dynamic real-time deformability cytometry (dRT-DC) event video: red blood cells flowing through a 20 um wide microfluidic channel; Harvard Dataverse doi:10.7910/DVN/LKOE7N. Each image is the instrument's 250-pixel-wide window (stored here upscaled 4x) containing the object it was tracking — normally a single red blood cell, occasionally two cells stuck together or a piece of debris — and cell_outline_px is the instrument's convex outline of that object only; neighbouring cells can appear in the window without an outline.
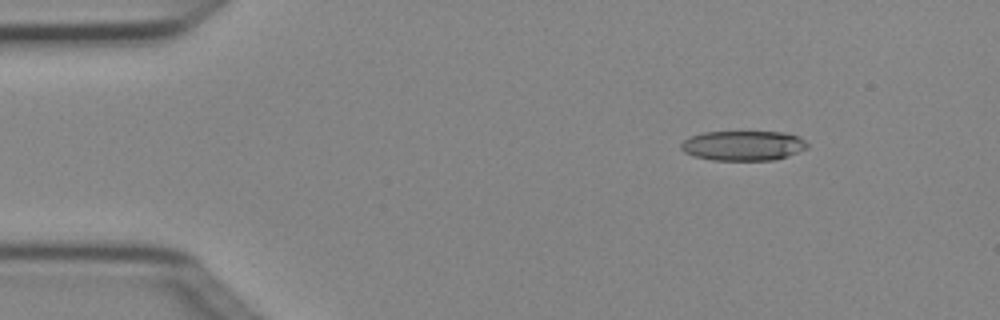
{"species": "Egyptian fruit bat (a non-hibernating species)", "species_latin": "Rousettus aegyptiacus", "temperature_condition": "cold", "stored_images_in_passage": 4, "camera_frame_rate_fps": 3000, "um_per_image_px": 0.085, "animal": {"sex": "female"}, "frame": {"image": 1, "passage_image": 2, "time_ms": 0.333, "image_size_px": [1000, 320], "cell_outline_px": [[808, 148], [788, 156], [772, 160], [712, 160], [692, 156], [684, 152], [680, 148], [680, 144], [684, 140], [692, 136], [704, 132], [784, 132], [800, 136], [808, 144]], "centroid_in_image_um": [63.18, 12.38], "position_along_channel_um": 21.8, "area_um2": 22.08}}